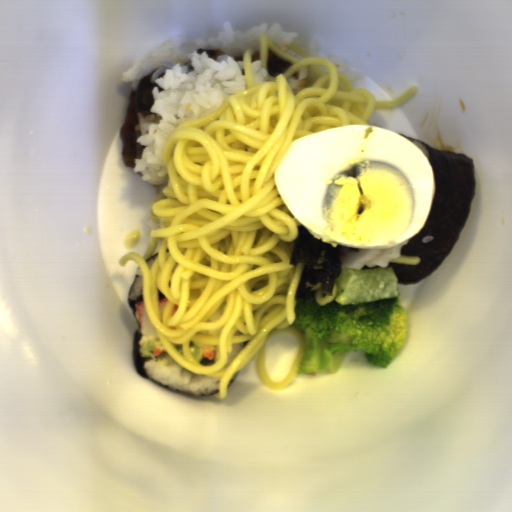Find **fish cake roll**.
Returning a JSON list of instances; mask_svg holds the SVG:
<instances>
[{
	"instance_id": "fish-cake-roll-1",
	"label": "fish cake roll",
	"mask_w": 512,
	"mask_h": 512,
	"mask_svg": "<svg viewBox=\"0 0 512 512\" xmlns=\"http://www.w3.org/2000/svg\"><path fill=\"white\" fill-rule=\"evenodd\" d=\"M410 241L399 243L398 245L388 249H362L359 252H355L348 249L341 250L339 254V261L341 262V272L346 269H357L360 270L364 266L369 268H387L390 260L400 257L401 248Z\"/></svg>"
}]
</instances>
